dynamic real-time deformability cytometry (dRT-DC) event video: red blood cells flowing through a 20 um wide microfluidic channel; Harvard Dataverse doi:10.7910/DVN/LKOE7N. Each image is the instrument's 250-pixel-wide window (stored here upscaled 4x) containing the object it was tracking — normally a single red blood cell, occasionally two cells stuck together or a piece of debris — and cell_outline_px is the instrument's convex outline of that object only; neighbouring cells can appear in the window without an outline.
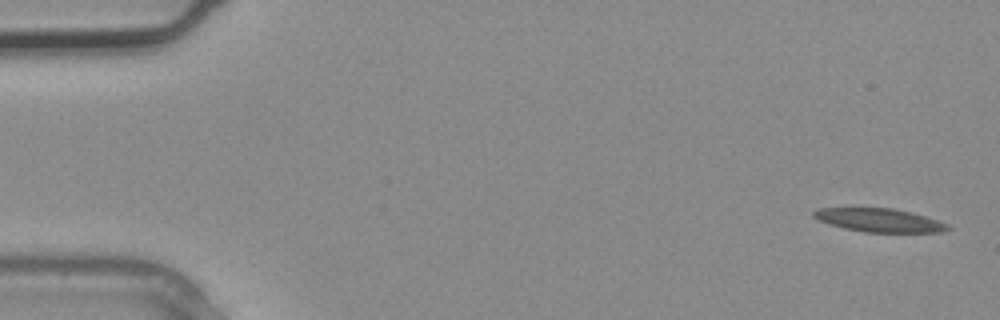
{"species": "common noctule bat (a hibernating species)", "species_latin": "Nyctalus noctula", "temperature_condition": "warm", "stored_images_in_passage": 4, "camera_frame_rate_fps": 3000, "um_per_image_px": 0.085, "animal": {"sex": "male", "body_mass_g": 20.4}, "frame": {"image": 1, "passage_image": 1, "time_ms": 0.0, "image_size_px": [1000, 320], "cell_outline_px": [[952, 228], [940, 232], [864, 232], [844, 228], [828, 224], [816, 220], [812, 216], [812, 212], [820, 208], [892, 208], [912, 212], [948, 224]], "centroid_in_image_um": [74.7, 18.72], "position_along_channel_um": 10.3, "area_um2": 18.32}}
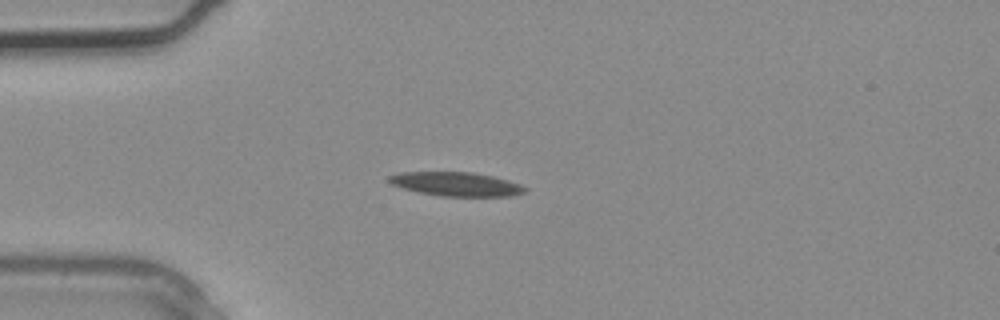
{"frame": {"image": 2, "passage_image": 3, "time_ms": 0.667, "image_size_px": [1000, 320], "cell_outline_px": [[528, 188], [524, 192], [512, 196], [440, 196], [420, 192], [404, 188], [392, 184], [388, 180], [388, 176], [400, 172], [472, 172], [492, 176], [520, 184]], "centroid_in_image_um": [38.78, 15.64], "position_along_channel_um": 46.2, "area_um2": 18.79}}